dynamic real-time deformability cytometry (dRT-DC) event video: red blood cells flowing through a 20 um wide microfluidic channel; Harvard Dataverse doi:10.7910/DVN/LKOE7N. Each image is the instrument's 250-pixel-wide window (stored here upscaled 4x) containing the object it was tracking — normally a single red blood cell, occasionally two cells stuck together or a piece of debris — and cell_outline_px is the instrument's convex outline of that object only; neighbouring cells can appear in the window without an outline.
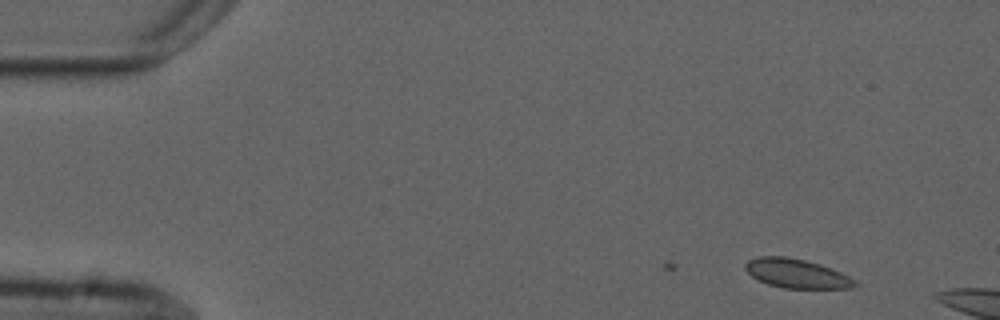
{"species": "common noctule bat (a hibernating species)", "species_latin": "Nyctalus noctula", "temperature_condition": "cold", "stored_images_in_passage": 2, "camera_frame_rate_fps": 3000, "um_per_image_px": 0.085, "animal": {"sex": "male", "forearm_length_mm": 52.5}, "frame": {"image": 1, "passage_image": 2, "time_ms": 1.0, "image_size_px": [1000, 320], "cell_outline_px": [[860, 284], [852, 288], [784, 288], [768, 284], [752, 276], [744, 268], [744, 264], [748, 260], [760, 256], [784, 256], [804, 260], [820, 264], [840, 272], [856, 280]], "centroid_in_image_um": [67.72, 23.25], "position_along_channel_um": 17.3, "area_um2": 18.5}}